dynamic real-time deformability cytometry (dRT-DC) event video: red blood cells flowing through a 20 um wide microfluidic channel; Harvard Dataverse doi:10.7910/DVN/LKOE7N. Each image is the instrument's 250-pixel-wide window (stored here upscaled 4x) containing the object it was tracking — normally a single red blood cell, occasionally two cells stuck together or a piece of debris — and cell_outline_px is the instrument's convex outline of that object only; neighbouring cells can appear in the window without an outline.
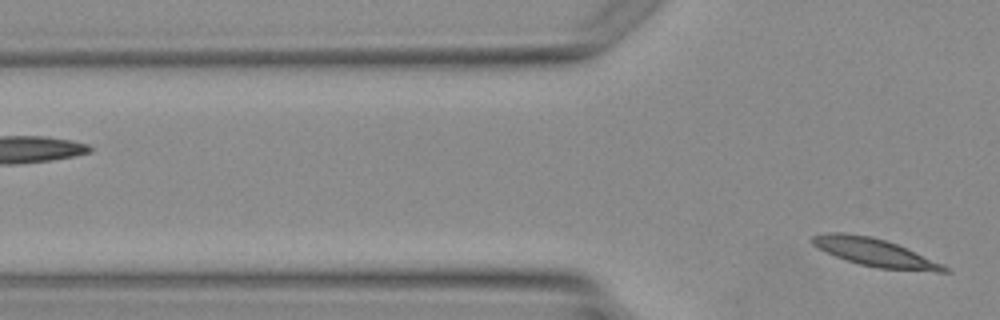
{"species": "Egyptian fruit bat (a non-hibernating species)", "species_latin": "Rousettus aegyptiacus", "temperature_condition": "warm", "stored_images_in_passage": 4, "camera_frame_rate_fps": 3000, "um_per_image_px": 0.085, "animal": {"sex": "female"}, "frame": {"image": 1, "passage_image": 4, "time_ms": 4.667, "image_size_px": [1000, 320], "cell_outline_px": [[952, 272], [936, 272], [880, 268], [860, 264], [824, 252], [816, 248], [808, 240], [812, 236], [824, 232], [844, 232], [872, 236], [896, 244], [940, 264], [948, 268]], "centroid_in_image_um": [74.24, 21.43], "position_along_channel_um": 51.6, "area_um2": 21.21}}